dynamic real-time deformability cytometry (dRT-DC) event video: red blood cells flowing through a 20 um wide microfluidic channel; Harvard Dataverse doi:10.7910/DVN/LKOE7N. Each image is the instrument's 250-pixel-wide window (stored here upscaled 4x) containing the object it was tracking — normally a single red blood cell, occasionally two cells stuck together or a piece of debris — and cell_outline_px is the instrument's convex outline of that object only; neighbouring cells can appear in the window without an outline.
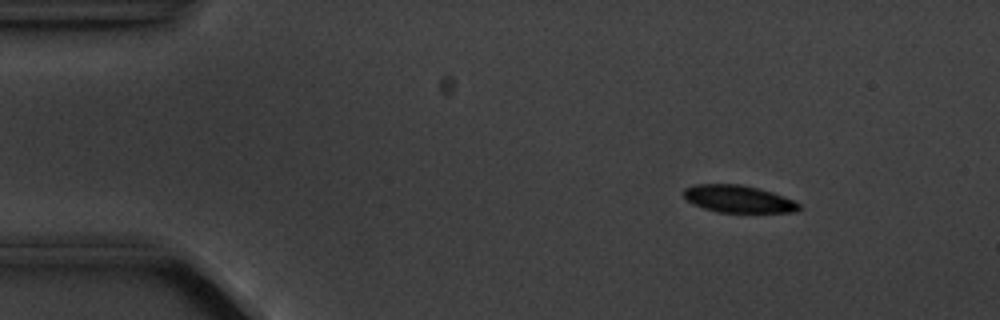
{"species": "common noctule bat (a hibernating species)", "species_latin": "Nyctalus noctula", "temperature_condition": "cold", "stored_images_in_passage": 6, "camera_frame_rate_fps": 3000, "um_per_image_px": 0.085, "animal": {"sex": "male", "body_mass_g": 20.1, "forearm_length_mm": 53.5}, "frame": {"image": 1, "passage_image": 2, "time_ms": 1.333, "image_size_px": [1000, 320], "cell_outline_px": [[800, 208], [796, 212], [716, 212], [692, 204], [684, 196], [684, 188], [696, 184], [740, 184], [772, 192], [792, 200], [800, 204]], "centroid_in_image_um": [62.73, 16.91], "position_along_channel_um": 22.3, "area_um2": 18.15}}